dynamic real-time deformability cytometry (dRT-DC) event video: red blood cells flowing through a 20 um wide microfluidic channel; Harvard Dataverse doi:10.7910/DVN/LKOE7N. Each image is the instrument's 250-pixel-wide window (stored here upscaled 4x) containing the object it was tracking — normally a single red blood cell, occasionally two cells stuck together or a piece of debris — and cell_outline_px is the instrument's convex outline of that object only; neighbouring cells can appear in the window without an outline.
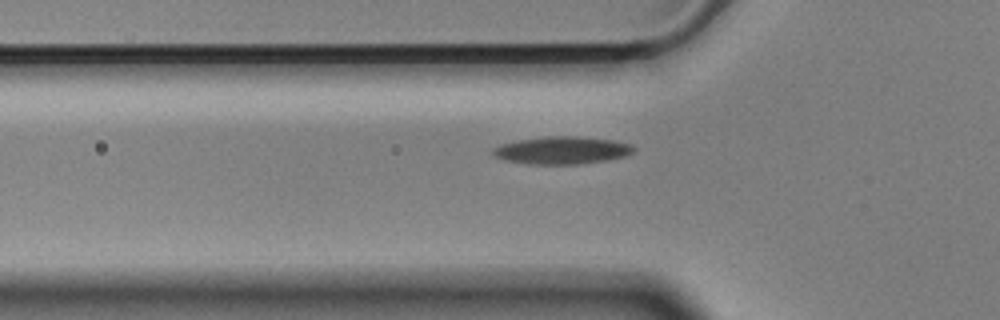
{"species": "Egyptian fruit bat (a non-hibernating species)", "species_latin": "Rousettus aegyptiacus", "temperature_condition": "cold", "stored_images_in_passage": 41, "camera_frame_rate_fps": 3000, "um_per_image_px": 0.085, "animal": {"sex": "male"}, "frame": {"image": 1, "passage_image": 8, "time_ms": 2.333, "image_size_px": [1000, 320], "cell_outline_px": [[636, 148], [632, 152], [624, 156], [604, 160], [576, 164], [532, 164], [508, 160], [496, 156], [492, 152], [492, 148], [500, 144], [520, 140], [544, 136], [576, 136], [616, 140], [632, 144]], "centroid_in_image_um": [47.8, 12.75], "position_along_channel_um": 78.0, "area_um2": 22.37}}
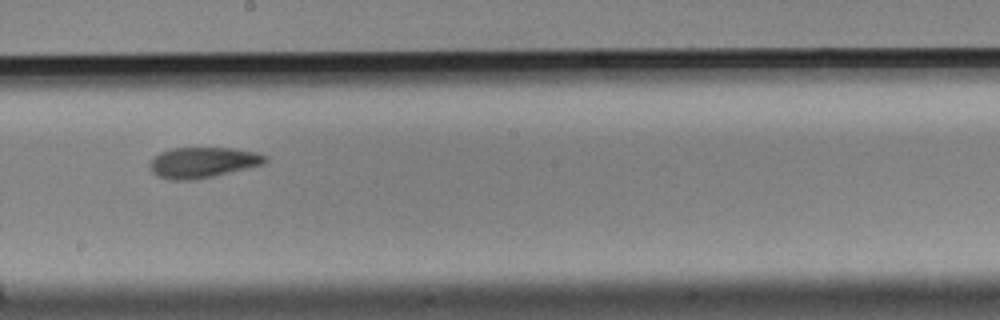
{"frame": {"image": 2, "passage_image": 21, "time_ms": 6.667, "image_size_px": [1000, 320], "cell_outline_px": [[268, 160], [264, 164], [196, 180], [172, 180], [156, 176], [152, 172], [148, 164], [160, 152], [172, 148], [232, 148], [252, 152], [268, 156]], "centroid_in_image_um": [17.21, 13.82], "position_along_channel_um": 231.0, "area_um2": 20.52}}
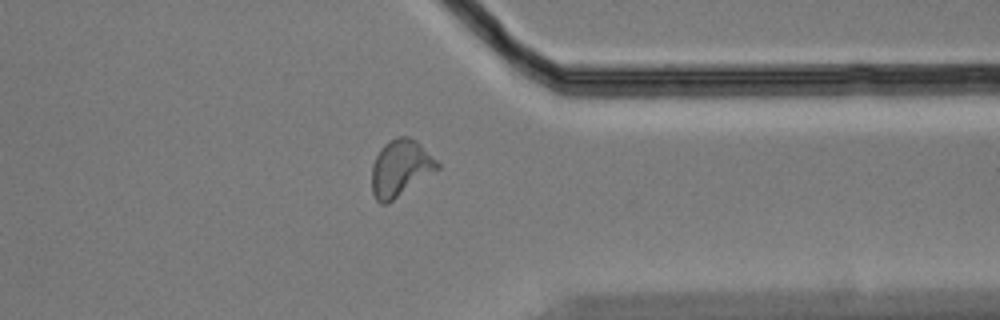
{"frame": {"image": 3, "passage_image": 34, "time_ms": 11.0, "image_size_px": [1000, 320], "cell_outline_px": [[440, 168], [388, 204], [380, 204], [376, 200], [372, 192], [372, 164], [380, 148], [388, 140], [396, 136], [412, 136], [440, 164]], "centroid_in_image_um": [34.02, 14.28], "position_along_channel_um": 377.4, "area_um2": 21.79}}